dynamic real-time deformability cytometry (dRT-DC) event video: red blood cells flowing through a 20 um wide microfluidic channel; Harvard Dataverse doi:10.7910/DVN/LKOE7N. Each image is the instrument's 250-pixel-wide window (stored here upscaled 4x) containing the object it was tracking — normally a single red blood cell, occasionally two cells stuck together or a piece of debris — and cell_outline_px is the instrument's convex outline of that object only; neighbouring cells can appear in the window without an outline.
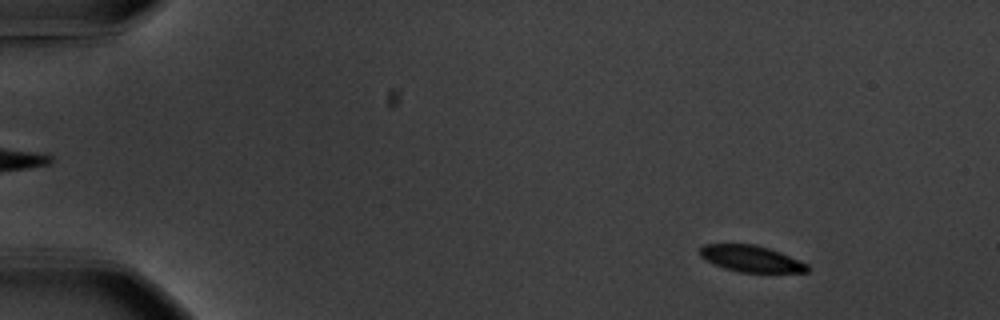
{"species": "common noctule bat (a hibernating species)", "species_latin": "Nyctalus noctula", "temperature_condition": "warm", "stored_images_in_passage": 57, "camera_frame_rate_fps": 3000, "um_per_image_px": 0.085, "animal": {"sex": "male", "body_mass_g": 20.1, "forearm_length_mm": 53.5}, "frame": {"image": 1, "passage_image": 7, "time_ms": 2.0, "image_size_px": [1000, 320], "cell_outline_px": [[808, 272], [740, 272], [724, 268], [704, 260], [700, 256], [700, 248], [704, 244], [756, 244], [780, 252], [808, 264]], "centroid_in_image_um": [63.81, 21.98], "position_along_channel_um": 21.2, "area_um2": 16.47}}
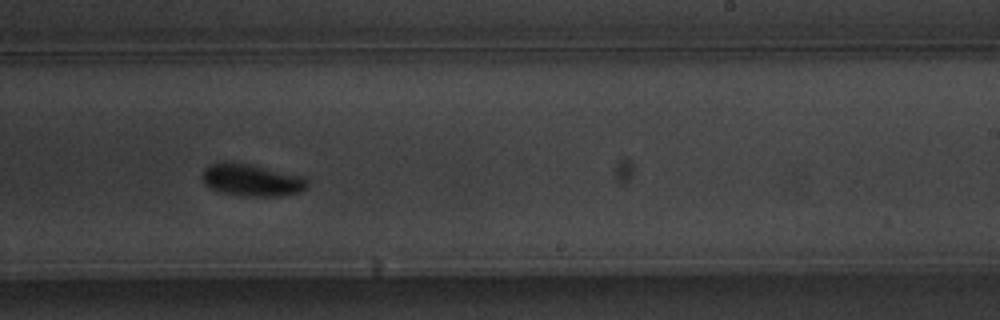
{"frame": {"image": 2, "passage_image": 36, "time_ms": 11.667, "image_size_px": [1000, 320], "cell_outline_px": [[308, 188], [300, 192], [280, 196], [240, 196], [220, 192], [204, 184], [200, 176], [204, 168], [212, 164], [224, 160], [252, 164], [304, 176], [308, 180]], "centroid_in_image_um": [21.39, 15.29], "position_along_channel_um": 267.6, "area_um2": 20.23}}
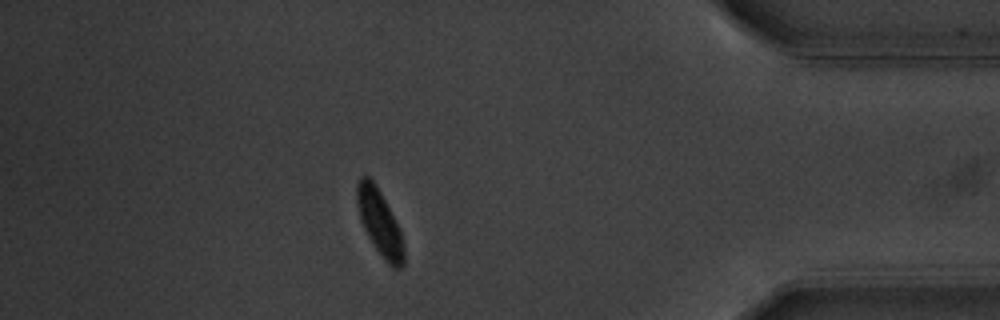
{"frame": {"image": 3, "passage_image": 50, "time_ms": 16.333, "image_size_px": [1000, 320], "cell_outline_px": [[404, 264], [400, 268], [392, 268], [384, 260], [368, 236], [360, 220], [356, 200], [356, 184], [360, 176], [368, 176], [376, 184], [400, 228], [404, 248]], "centroid_in_image_um": [32.26, 18.91], "position_along_channel_um": 402.9, "area_um2": 17.98}, "authors_computed_cell_mechanics": {"area_um2": 18.2648, "velocity_mm_per_s": 3.627, "shape_relaxation_time_tau1_ms": 3.0905, "shape_relaxation_time_tau2_ms": null, "deformation_change_tau1": 0.1715, "deformation_change_tau2": null}}